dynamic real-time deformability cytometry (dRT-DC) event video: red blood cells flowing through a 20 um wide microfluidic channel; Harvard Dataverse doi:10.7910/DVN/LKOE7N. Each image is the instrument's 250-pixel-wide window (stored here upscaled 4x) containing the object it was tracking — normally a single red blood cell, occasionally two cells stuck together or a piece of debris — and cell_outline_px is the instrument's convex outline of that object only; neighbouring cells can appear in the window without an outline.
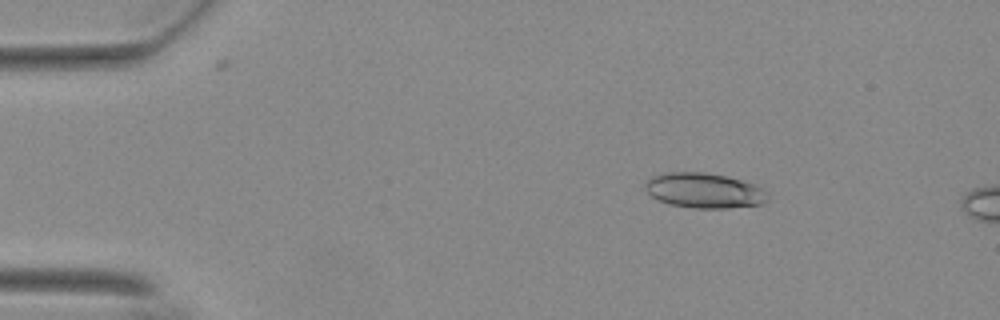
{"species": "Egyptian fruit bat (a non-hibernating species)", "species_latin": "Rousettus aegyptiacus", "temperature_condition": "warm", "stored_images_in_passage": 7, "camera_frame_rate_fps": 3000, "um_per_image_px": 0.085, "animal": {"sex": "female"}, "frame": {"image": 1, "passage_image": 3, "time_ms": 0.667, "image_size_px": [1000, 320], "cell_outline_px": [[768, 200], [760, 204], [728, 208], [696, 208], [668, 204], [652, 196], [644, 188], [644, 184], [652, 176], [668, 172], [704, 172], [724, 176], [740, 180], [752, 184], [760, 188], [768, 196]], "centroid_in_image_um": [59.81, 16.2], "position_along_channel_um": 25.2, "area_um2": 24.68}}